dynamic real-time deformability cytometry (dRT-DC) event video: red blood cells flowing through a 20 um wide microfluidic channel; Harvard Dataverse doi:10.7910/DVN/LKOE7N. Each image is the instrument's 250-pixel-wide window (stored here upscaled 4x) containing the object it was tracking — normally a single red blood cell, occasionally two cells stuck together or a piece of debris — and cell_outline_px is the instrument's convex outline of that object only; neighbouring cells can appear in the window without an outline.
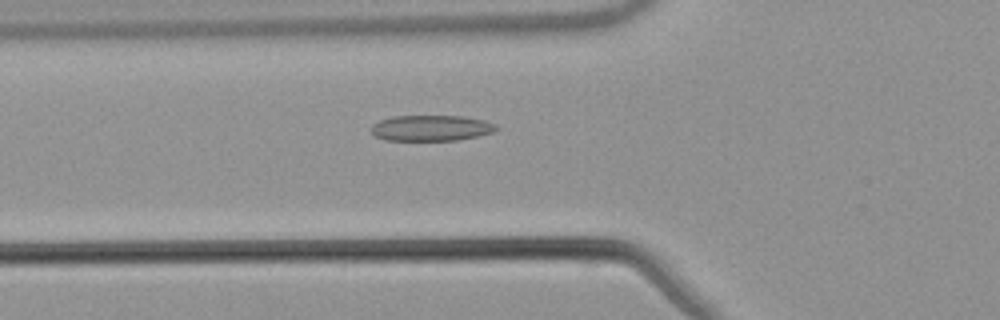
{"species": "common noctule bat (a hibernating species)", "species_latin": "Nyctalus noctula", "temperature_condition": "warm", "stored_images_in_passage": 49, "camera_frame_rate_fps": 3000, "um_per_image_px": 0.085, "animal": {"sex": "male", "body_mass_g": 21.5, "forearm_length_mm": 52.0}, "frame": {"image": 1, "passage_image": 15, "time_ms": 4.667, "image_size_px": [1000, 320], "cell_outline_px": [[500, 128], [492, 132], [476, 136], [456, 140], [384, 140], [376, 136], [372, 132], [372, 124], [380, 120], [392, 116], [464, 116], [484, 120], [496, 124]], "centroid_in_image_um": [36.65, 10.87], "position_along_channel_um": 89.1, "area_um2": 18.73}}
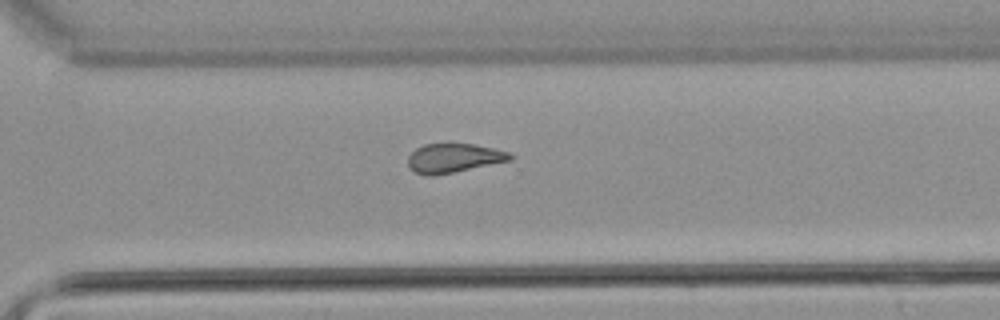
{"frame": {"image": 2, "passage_image": 34, "time_ms": 11.0, "image_size_px": [1000, 320], "cell_outline_px": [[512, 160], [432, 176], [424, 176], [408, 168], [408, 156], [416, 148], [424, 144], [448, 140], [472, 144], [512, 152]], "centroid_in_image_um": [38.52, 13.39], "position_along_channel_um": 332.1, "area_um2": 17.92}}
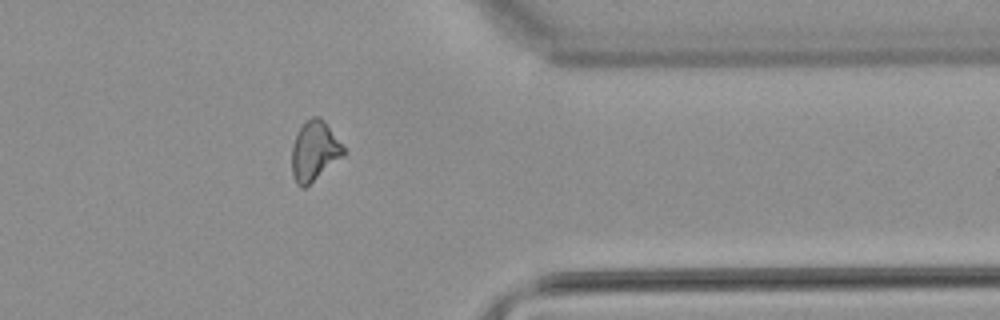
{"frame": {"image": 3, "passage_image": 39, "time_ms": 12.667, "image_size_px": [1000, 320], "cell_outline_px": [[344, 156], [304, 188], [300, 188], [296, 184], [292, 172], [292, 144], [300, 128], [312, 116], [320, 116], [324, 120], [344, 148]], "centroid_in_image_um": [26.72, 12.85], "position_along_channel_um": 384.7, "area_um2": 17.74}, "authors_computed_cell_mechanics": {"area_um2": 18.1492, "velocity_mm_per_s": 3.8343, "shape_relaxation_time_tau1_ms": null, "shape_relaxation_time_tau2_ms": 2.8053, "deformation_change_tau1": null, "deformation_change_tau2": 0.1061}}